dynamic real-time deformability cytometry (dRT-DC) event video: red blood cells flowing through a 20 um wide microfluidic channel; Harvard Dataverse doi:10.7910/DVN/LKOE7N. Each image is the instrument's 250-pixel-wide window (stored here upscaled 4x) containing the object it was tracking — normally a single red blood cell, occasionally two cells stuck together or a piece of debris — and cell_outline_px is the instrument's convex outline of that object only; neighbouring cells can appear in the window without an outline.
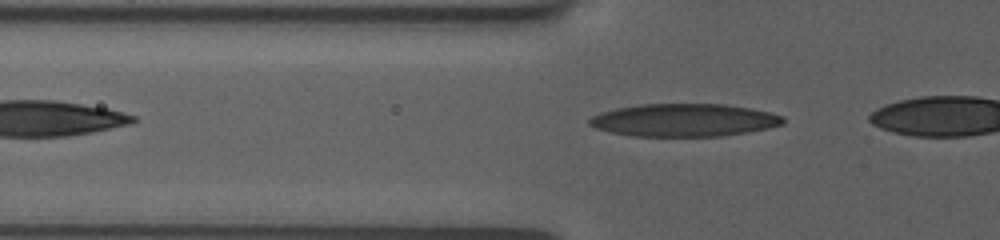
{"species": "human", "species_latin": "Homo sapiens", "temperature_condition": "room temperature", "stored_images_in_passage": 5, "camera_frame_rate_fps": 3000, "um_per_image_px": 0.085, "donor": {"sex": "female"}, "frame": {"image": 1, "passage_image": 2, "time_ms": 0.333, "image_size_px": [1000, 240], "cell_outline_px": [[784, 124], [768, 128], [748, 132], [720, 136], [636, 136], [612, 132], [596, 128], [588, 124], [588, 120], [592, 116], [600, 112], [616, 108], [640, 104], [724, 104], [748, 108], [768, 112], [784, 116]], "centroid_in_image_um": [58.14, 10.21], "position_along_channel_um": 67.7, "area_um2": 36.88}}